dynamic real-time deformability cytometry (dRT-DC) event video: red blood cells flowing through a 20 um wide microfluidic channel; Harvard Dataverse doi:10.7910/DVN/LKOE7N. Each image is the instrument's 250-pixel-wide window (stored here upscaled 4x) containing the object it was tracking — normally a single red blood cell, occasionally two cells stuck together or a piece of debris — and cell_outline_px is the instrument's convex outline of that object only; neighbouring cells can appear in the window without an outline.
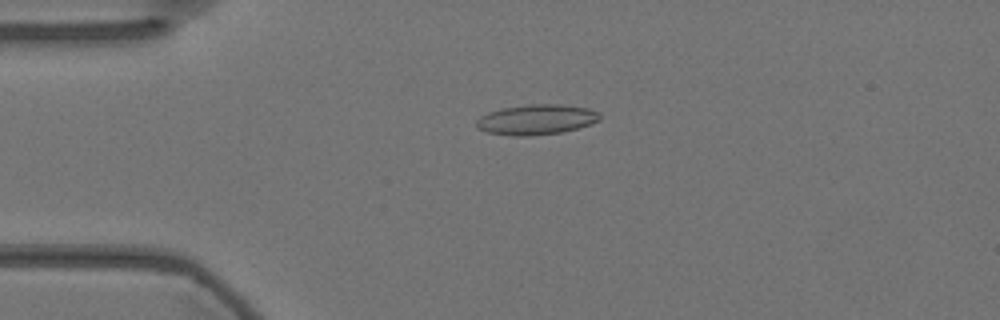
{"species": "Egyptian fruit bat (a non-hibernating species)", "species_latin": "Rousettus aegyptiacus", "temperature_condition": "warm", "stored_images_in_passage": 56, "camera_frame_rate_fps": 3000, "um_per_image_px": 0.085, "animal": {"sex": "female"}, "frame": {"image": 1, "passage_image": 13, "time_ms": 4.0, "image_size_px": [1000, 320], "cell_outline_px": [[600, 120], [576, 128], [560, 132], [528, 136], [512, 136], [488, 132], [476, 128], [476, 120], [480, 116], [488, 112], [504, 108], [528, 104], [560, 104], [588, 108], [600, 112]], "centroid_in_image_um": [45.57, 10.16], "position_along_channel_um": 39.4, "area_um2": 21.62}}
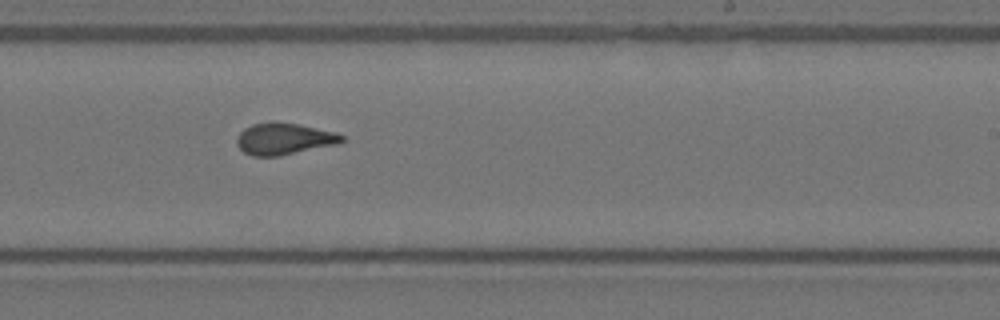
{"frame": {"image": 2, "passage_image": 34, "time_ms": 11.0, "image_size_px": [1000, 320], "cell_outline_px": [[344, 140], [340, 144], [280, 156], [252, 156], [244, 152], [236, 144], [236, 140], [240, 132], [244, 128], [252, 124], [296, 124], [336, 132], [344, 136]], "centroid_in_image_um": [24.18, 11.84], "position_along_channel_um": 264.8, "area_um2": 19.02}}
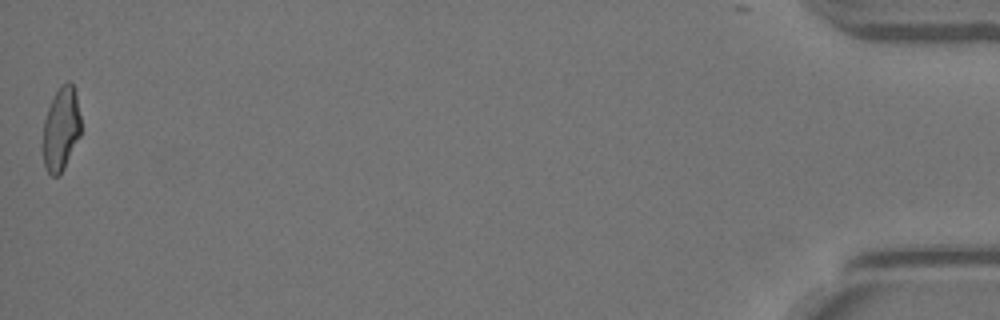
{"frame": {"image": 3, "passage_image": 56, "time_ms": 18.333, "image_size_px": [1000, 320], "cell_outline_px": [[80, 136], [60, 176], [52, 176], [48, 172], [44, 164], [40, 144], [44, 120], [48, 108], [60, 84], [68, 80], [72, 80], [76, 92], [80, 116]], "centroid_in_image_um": [5.16, 10.96], "position_along_channel_um": 430.0, "area_um2": 19.07}, "authors_computed_cell_mechanics": {"area_um2": 19.5075, "velocity_mm_per_s": 3.599, "shape_relaxation_time_tau1_ms": null, "shape_relaxation_time_tau2_ms": 1.3252, "deformation_change_tau1": null, "deformation_change_tau2": 0.0927}}